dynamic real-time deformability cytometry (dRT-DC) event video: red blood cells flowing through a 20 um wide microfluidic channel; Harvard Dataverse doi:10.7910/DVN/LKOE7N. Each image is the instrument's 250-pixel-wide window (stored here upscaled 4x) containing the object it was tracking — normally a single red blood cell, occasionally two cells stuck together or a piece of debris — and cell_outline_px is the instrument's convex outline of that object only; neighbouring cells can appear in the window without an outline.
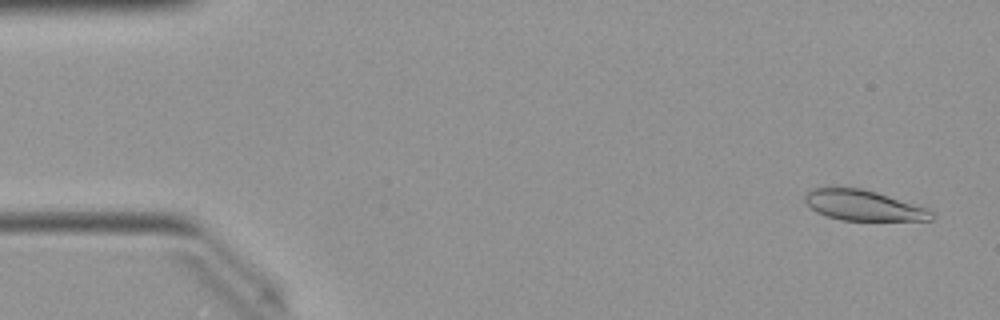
{"species": "Egyptian fruit bat (a non-hibernating species)", "species_latin": "Rousettus aegyptiacus", "temperature_condition": "warm", "stored_images_in_passage": 50, "camera_frame_rate_fps": 3000, "um_per_image_px": 0.085, "animal": {"sex": "female"}, "frame": {"image": 1, "passage_image": 2, "time_ms": 0.333, "image_size_px": [1000, 320], "cell_outline_px": [[936, 216], [932, 220], [840, 220], [816, 212], [804, 200], [804, 196], [812, 188], [860, 188], [876, 192], [924, 208], [932, 212]], "centroid_in_image_um": [73.36, 17.47], "position_along_channel_um": 11.6, "area_um2": 21.91}}
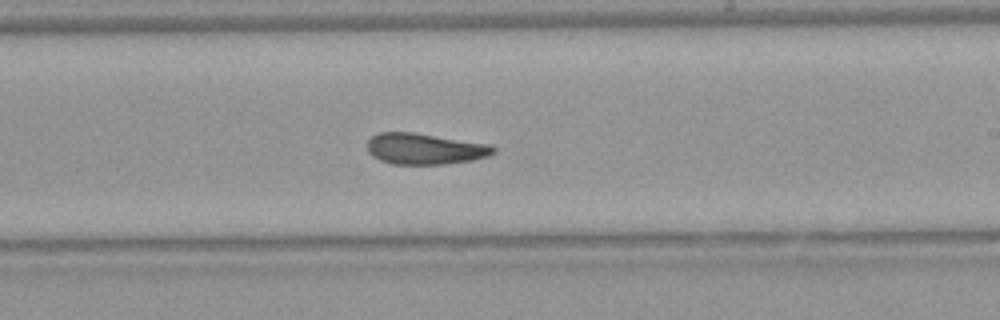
{"frame": {"image": 2, "passage_image": 29, "time_ms": 9.333, "image_size_px": [1000, 320], "cell_outline_px": [[496, 152], [488, 156], [472, 160], [444, 164], [392, 164], [380, 160], [372, 156], [368, 152], [368, 140], [372, 136], [380, 132], [412, 132], [492, 144], [496, 148]], "centroid_in_image_um": [36.13, 12.65], "position_along_channel_um": 252.9, "area_um2": 22.95}}
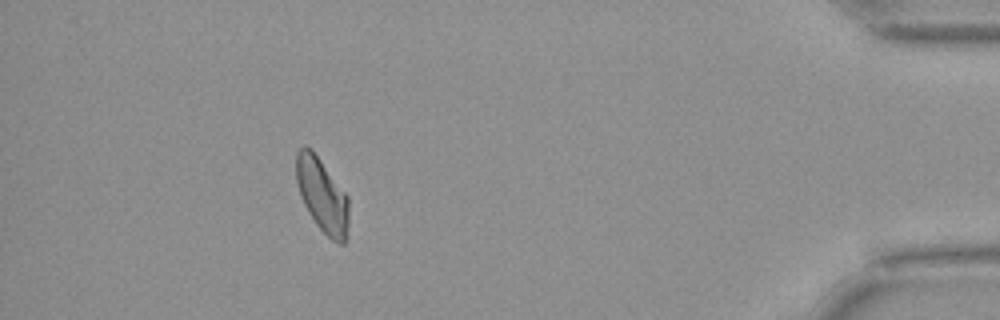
{"frame": {"image": 3, "passage_image": 45, "time_ms": 14.667, "image_size_px": [1000, 320], "cell_outline_px": [[348, 224], [344, 244], [340, 244], [332, 240], [316, 224], [308, 212], [300, 196], [296, 184], [296, 152], [304, 144], [312, 148], [348, 196]], "centroid_in_image_um": [27.36, 16.55], "position_along_channel_um": 407.8, "area_um2": 22.77}, "authors_computed_cell_mechanics": {"area_um2": 23.2356, "velocity_mm_per_s": 4.0039, "shape_relaxation_time_tau1_ms": 9.5087, "shape_relaxation_time_tau2_ms": 3.8169, "deformation_change_tau1": 0.2177, "deformation_change_tau2": 0.1158}}